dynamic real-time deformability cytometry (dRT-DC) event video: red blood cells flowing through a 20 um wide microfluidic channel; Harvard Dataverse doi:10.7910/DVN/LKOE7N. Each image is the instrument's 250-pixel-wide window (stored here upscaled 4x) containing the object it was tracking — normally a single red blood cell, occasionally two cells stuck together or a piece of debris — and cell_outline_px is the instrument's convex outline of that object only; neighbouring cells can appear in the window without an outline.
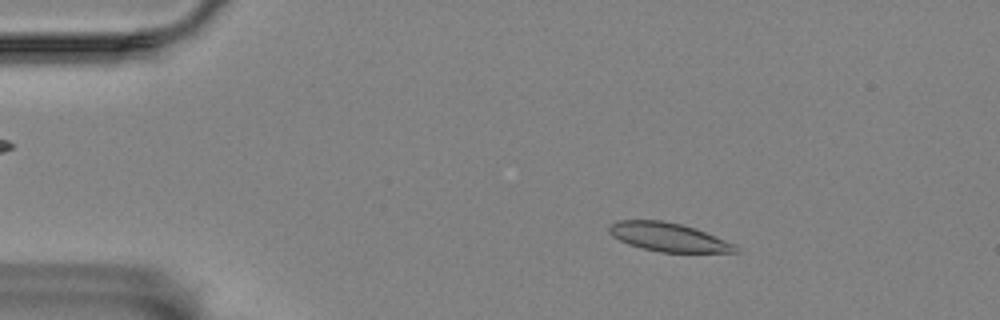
{"species": "Egyptian fruit bat (a non-hibernating species)", "species_latin": "Rousettus aegyptiacus", "temperature_condition": "room temperature", "stored_images_in_passage": 17, "camera_frame_rate_fps": 3000, "um_per_image_px": 0.085, "animal": {"sex": "female"}, "frame": {"image": 1, "passage_image": 10, "time_ms": 3.0, "image_size_px": [1000, 320], "cell_outline_px": [[740, 252], [660, 252], [628, 244], [612, 236], [608, 232], [608, 224], [616, 220], [660, 220], [680, 224], [696, 228], [736, 244], [740, 248]], "centroid_in_image_um": [56.82, 20.15], "position_along_channel_um": 28.2, "area_um2": 21.21}}